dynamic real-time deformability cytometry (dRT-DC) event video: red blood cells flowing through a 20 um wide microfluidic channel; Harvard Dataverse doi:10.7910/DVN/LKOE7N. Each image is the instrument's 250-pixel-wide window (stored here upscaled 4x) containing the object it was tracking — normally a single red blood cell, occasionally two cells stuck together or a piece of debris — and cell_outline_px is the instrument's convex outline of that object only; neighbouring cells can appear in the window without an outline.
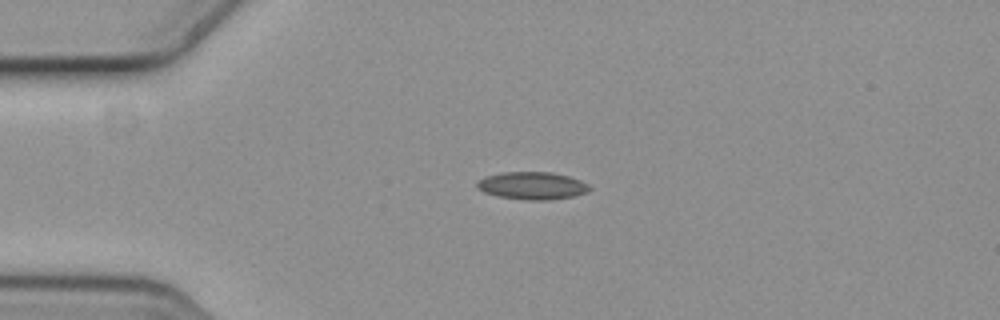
{"species": "common noctule bat (a hibernating species)", "species_latin": "Nyctalus noctula", "temperature_condition": "cold", "stored_images_in_passage": 5, "camera_frame_rate_fps": 3000, "um_per_image_px": 0.085, "animal": {"sex": "female", "body_mass_g": 19.3, "forearm_length_mm": 54.1}, "frame": {"image": 1, "passage_image": 4, "time_ms": 1.0, "image_size_px": [1000, 320], "cell_outline_px": [[592, 188], [588, 192], [572, 196], [548, 200], [528, 200], [496, 196], [484, 192], [476, 188], [476, 184], [484, 176], [504, 172], [552, 172], [568, 176], [580, 180], [588, 184]], "centroid_in_image_um": [45.23, 15.78], "position_along_channel_um": 39.8, "area_um2": 18.09}}